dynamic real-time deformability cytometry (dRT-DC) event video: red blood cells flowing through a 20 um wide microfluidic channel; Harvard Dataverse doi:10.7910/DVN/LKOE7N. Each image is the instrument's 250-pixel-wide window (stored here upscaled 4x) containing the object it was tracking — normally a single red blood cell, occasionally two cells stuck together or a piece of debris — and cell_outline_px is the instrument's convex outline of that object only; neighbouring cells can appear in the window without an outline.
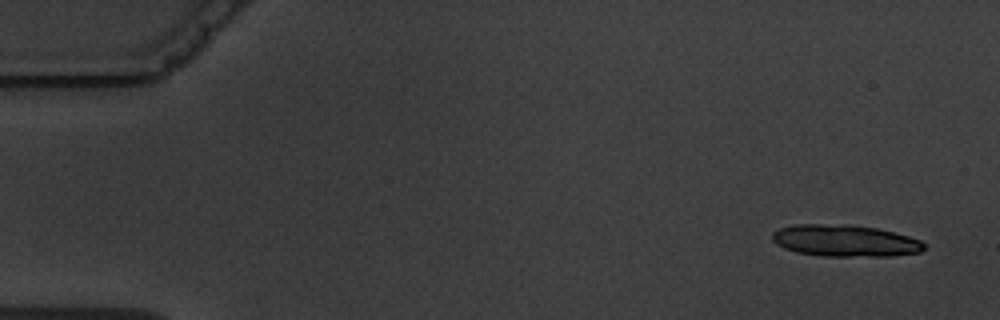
{"species": "common noctule bat (a hibernating species)", "species_latin": "Nyctalus noctula", "temperature_condition": "warm", "stored_images_in_passage": 7, "camera_frame_rate_fps": 3000, "um_per_image_px": 0.085, "animal": {"sex": "male", "body_mass_g": 19.5, "forearm_length_mm": 54.6}, "frame": {"image": 1, "passage_image": 1, "time_ms": 0.0, "image_size_px": [1000, 320], "cell_outline_px": [[924, 248], [920, 252], [888, 256], [820, 256], [796, 252], [784, 248], [776, 244], [772, 240], [772, 232], [780, 228], [792, 224], [852, 224], [876, 228], [908, 236], [920, 240], [924, 244]], "centroid_in_image_um": [71.77, 20.45], "position_along_channel_um": 13.2, "area_um2": 28.21}}